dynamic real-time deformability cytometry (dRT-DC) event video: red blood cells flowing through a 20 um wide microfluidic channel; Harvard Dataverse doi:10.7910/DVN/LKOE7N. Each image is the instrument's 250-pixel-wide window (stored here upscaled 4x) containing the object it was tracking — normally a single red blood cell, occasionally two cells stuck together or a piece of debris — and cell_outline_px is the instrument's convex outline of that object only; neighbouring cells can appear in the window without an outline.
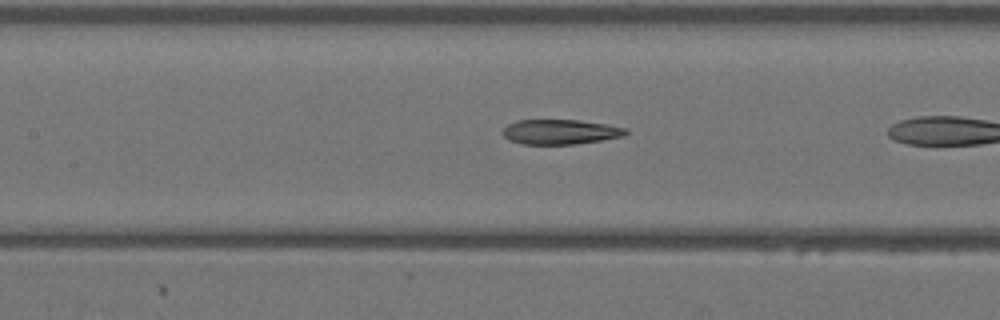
{"species": "Egyptian fruit bat (a non-hibernating species)", "species_latin": "Rousettus aegyptiacus", "temperature_condition": "warm", "stored_images_in_passage": 8, "camera_frame_rate_fps": 3000, "um_per_image_px": 0.085, "animal": {"sex": "female"}, "frame": {"image": 1, "passage_image": 6, "time_ms": 1.667, "image_size_px": [1000, 320], "cell_outline_px": [[628, 132], [624, 136], [576, 144], [524, 144], [508, 140], [500, 132], [508, 124], [516, 120], [580, 120], [608, 124], [628, 128]], "centroid_in_image_um": [47.62, 11.2], "position_along_channel_um": 159.8, "area_um2": 17.98}}